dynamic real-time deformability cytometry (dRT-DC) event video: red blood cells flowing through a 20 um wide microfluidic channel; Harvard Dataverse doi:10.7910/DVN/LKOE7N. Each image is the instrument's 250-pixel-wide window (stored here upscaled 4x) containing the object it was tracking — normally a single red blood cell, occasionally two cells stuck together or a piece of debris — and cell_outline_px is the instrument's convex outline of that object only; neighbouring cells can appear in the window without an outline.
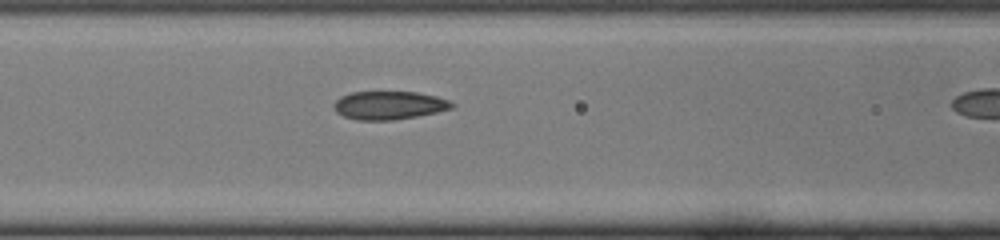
{"species": "common noctule bat (a hibernating species)", "species_latin": "Nyctalus noctula", "temperature_condition": "cold", "stored_images_in_passage": 14, "camera_frame_rate_fps": 3000, "um_per_image_px": 0.085, "animal": {"sex": "female", "body_mass_g": 22.0, "forearm_length_mm": 56.7}, "frame": {"image": 1, "passage_image": 10, "time_ms": 3.0, "image_size_px": [1000, 240], "cell_outline_px": [[456, 104], [452, 108], [436, 112], [416, 116], [392, 120], [356, 120], [344, 116], [336, 112], [332, 104], [340, 96], [352, 92], [416, 92], [436, 96], [448, 100]], "centroid_in_image_um": [33.04, 8.95], "position_along_channel_um": 133.6, "area_um2": 19.42}}
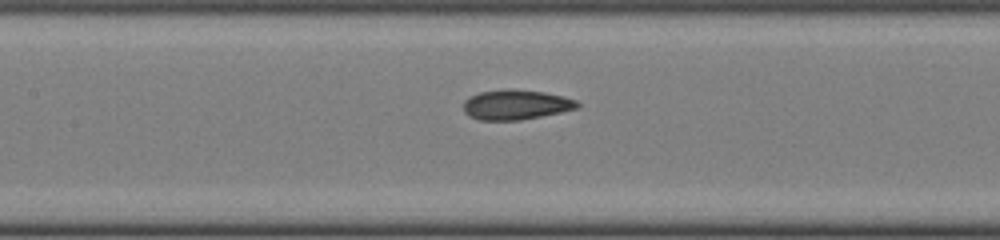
{"frame": {"image": 2, "passage_image": 12, "time_ms": 3.667, "image_size_px": [1000, 240], "cell_outline_px": [[580, 108], [520, 120], [480, 120], [468, 116], [464, 112], [464, 100], [468, 96], [480, 92], [504, 88], [512, 88], [544, 92], [564, 96], [576, 100], [580, 104]], "centroid_in_image_um": [43.84, 8.88], "position_along_channel_um": 163.6, "area_um2": 20.11}}